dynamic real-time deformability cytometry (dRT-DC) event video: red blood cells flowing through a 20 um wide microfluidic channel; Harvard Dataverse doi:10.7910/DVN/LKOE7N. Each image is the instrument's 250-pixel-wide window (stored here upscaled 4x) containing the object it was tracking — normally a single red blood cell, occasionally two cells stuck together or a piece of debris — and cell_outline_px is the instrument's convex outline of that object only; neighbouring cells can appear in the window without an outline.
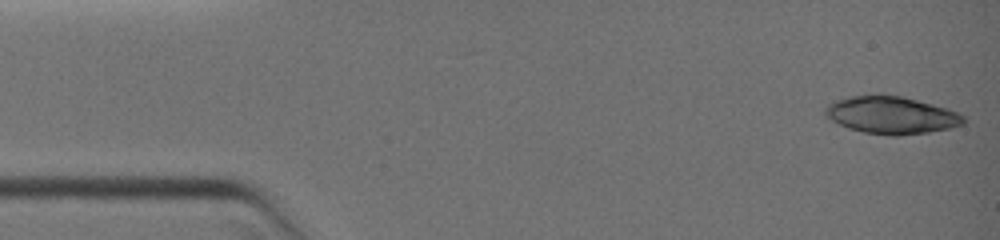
{"species": "common noctule bat (a hibernating species)", "species_latin": "Nyctalus noctula", "temperature_condition": "warm", "stored_images_in_passage": 22, "camera_frame_rate_fps": 3000, "um_per_image_px": 0.085, "animal": {"sex": "female", "body_mass_g": 19.0, "forearm_length_mm": 51.5}, "frame": {"image": 1, "passage_image": 1, "time_ms": 0.0, "image_size_px": [1000, 240], "cell_outline_px": [[964, 124], [952, 128], [928, 132], [900, 136], [892, 136], [864, 132], [848, 128], [832, 120], [824, 112], [824, 108], [832, 100], [848, 96], [876, 92], [880, 92], [900, 96], [948, 108], [964, 116]], "centroid_in_image_um": [75.73, 9.75], "position_along_channel_um": 9.3, "area_um2": 30.69}}